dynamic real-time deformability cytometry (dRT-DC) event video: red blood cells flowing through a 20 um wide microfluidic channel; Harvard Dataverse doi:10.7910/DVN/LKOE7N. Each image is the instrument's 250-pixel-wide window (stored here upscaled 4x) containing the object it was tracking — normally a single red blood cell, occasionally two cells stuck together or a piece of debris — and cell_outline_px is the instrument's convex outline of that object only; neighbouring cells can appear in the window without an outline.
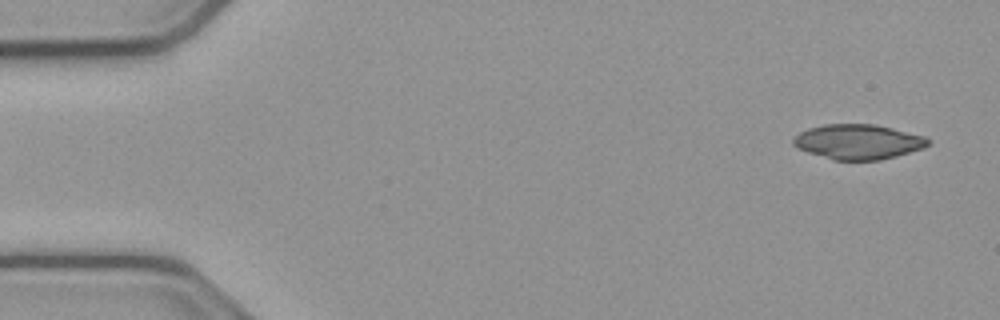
{"species": "common noctule bat (a hibernating species)", "species_latin": "Nyctalus noctula", "temperature_condition": "cold", "stored_images_in_passage": 9, "camera_frame_rate_fps": 3000, "um_per_image_px": 0.085, "animal": {"sex": "male", "body_mass_g": 23.1, "forearm_length_mm": 52.7}, "frame": {"image": 1, "passage_image": 1, "time_ms": 0.0, "image_size_px": [1000, 320], "cell_outline_px": [[928, 144], [924, 148], [896, 156], [880, 160], [832, 160], [796, 148], [792, 144], [792, 140], [800, 132], [808, 128], [824, 124], [872, 124], [892, 128], [924, 136], [928, 140]], "centroid_in_image_um": [72.9, 12.05], "position_along_channel_um": 12.1, "area_um2": 27.34}}